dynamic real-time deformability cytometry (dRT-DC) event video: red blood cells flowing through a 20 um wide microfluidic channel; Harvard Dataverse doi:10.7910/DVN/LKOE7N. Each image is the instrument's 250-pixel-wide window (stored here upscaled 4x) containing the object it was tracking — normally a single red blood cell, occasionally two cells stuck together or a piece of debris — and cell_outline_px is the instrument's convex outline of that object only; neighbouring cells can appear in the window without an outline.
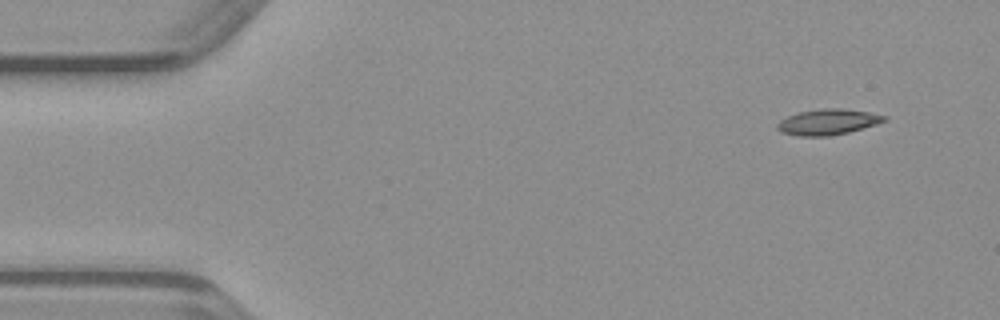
{"species": "common noctule bat (a hibernating species)", "species_latin": "Nyctalus noctula", "temperature_condition": "warm", "stored_images_in_passage": 46, "camera_frame_rate_fps": 3000, "um_per_image_px": 0.085, "animal": {"sex": "male", "body_mass_g": 23.1, "forearm_length_mm": 52.7}, "frame": {"image": 1, "passage_image": 1, "time_ms": 0.0, "image_size_px": [1000, 320], "cell_outline_px": [[888, 120], [876, 124], [848, 132], [828, 136], [800, 136], [780, 132], [776, 128], [776, 124], [780, 120], [788, 116], [800, 112], [824, 108], [840, 108], [868, 112], [888, 116]], "centroid_in_image_um": [70.36, 10.37], "position_along_channel_um": 14.6, "area_um2": 15.95}}
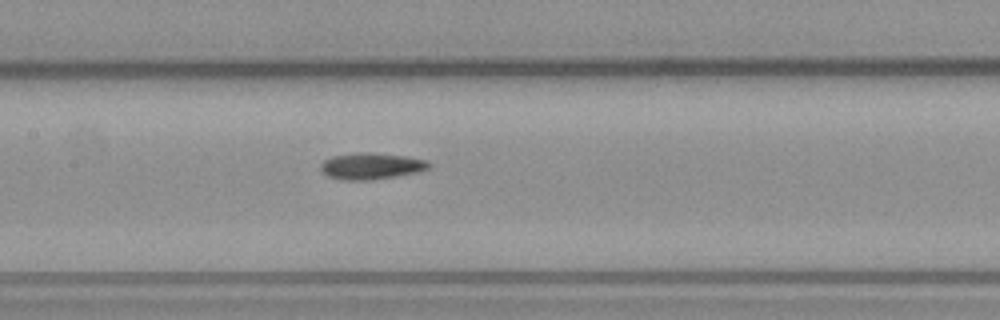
{"frame": {"image": 2, "passage_image": 20, "time_ms": 6.333, "image_size_px": [1000, 320], "cell_outline_px": [[432, 164], [428, 168], [420, 172], [372, 180], [344, 180], [328, 176], [320, 168], [320, 164], [324, 160], [332, 156], [356, 152], [368, 152], [404, 156], [428, 160]], "centroid_in_image_um": [31.57, 14.11], "position_along_channel_um": 175.8, "area_um2": 16.76}}
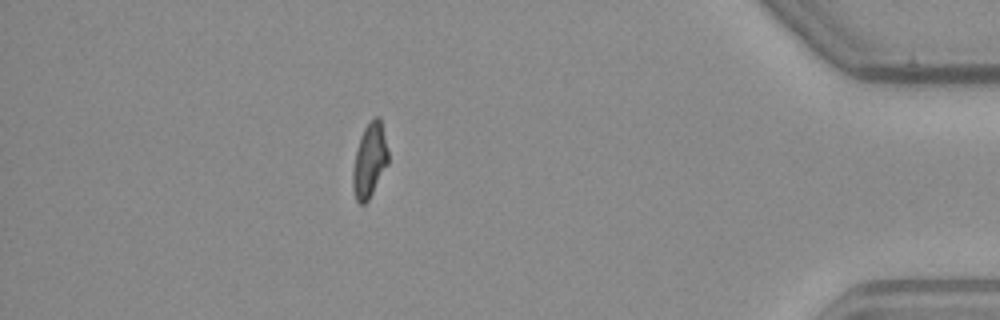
{"frame": {"image": 3, "passage_image": 40, "time_ms": 13.0, "image_size_px": [1000, 320], "cell_outline_px": [[388, 164], [368, 200], [364, 204], [360, 204], [356, 200], [352, 188], [352, 168], [356, 148], [360, 136], [364, 128], [372, 116], [380, 116], [388, 152]], "centroid_in_image_um": [31.39, 13.61], "position_along_channel_um": 403.8, "area_um2": 15.49}}